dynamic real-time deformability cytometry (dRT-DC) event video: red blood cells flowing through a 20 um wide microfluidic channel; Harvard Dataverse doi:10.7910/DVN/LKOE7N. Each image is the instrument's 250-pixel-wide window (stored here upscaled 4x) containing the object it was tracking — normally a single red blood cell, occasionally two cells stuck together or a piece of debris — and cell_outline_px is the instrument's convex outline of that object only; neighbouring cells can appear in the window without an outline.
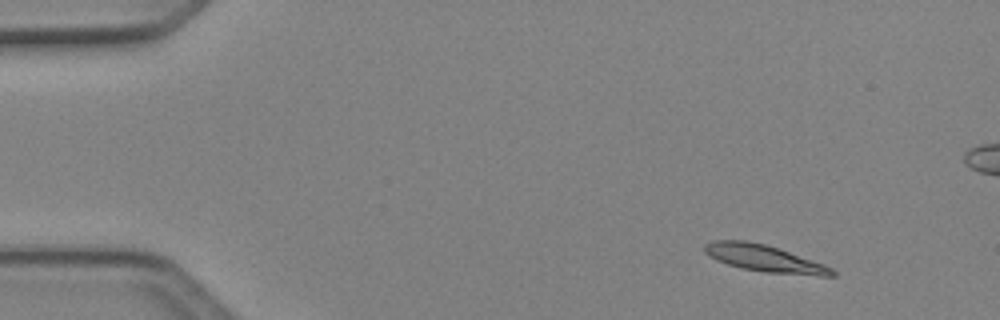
{"species": "Egyptian fruit bat (a non-hibernating species)", "species_latin": "Rousettus aegyptiacus", "temperature_condition": "cold", "stored_images_in_passage": 6, "camera_frame_rate_fps": 3000, "um_per_image_px": 0.085, "animal": {"sex": "female"}, "frame": {"image": 1, "passage_image": 2, "time_ms": 0.333, "image_size_px": [1000, 320], "cell_outline_px": [[836, 276], [820, 276], [764, 272], [740, 268], [716, 260], [708, 256], [704, 252], [704, 244], [712, 240], [744, 240], [764, 244], [824, 264], [832, 268], [836, 272]], "centroid_in_image_um": [64.94, 21.97], "position_along_channel_um": 20.1, "area_um2": 19.88}}
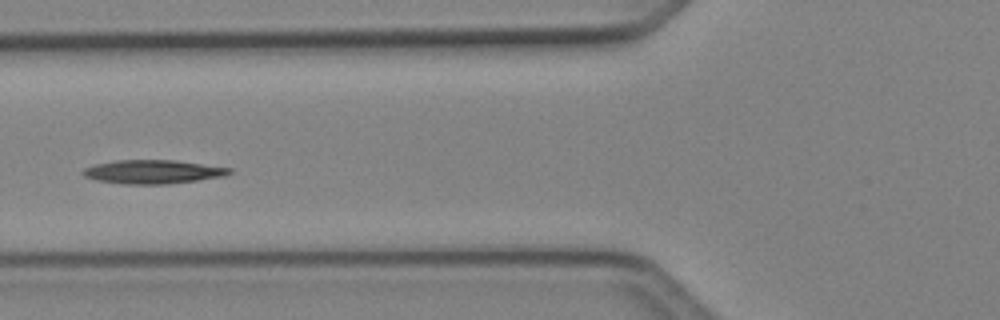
{"frame": {"image": 2, "passage_image": 6, "time_ms": 1.667, "image_size_px": [1000, 320], "cell_outline_px": [[232, 172], [224, 176], [168, 184], [124, 184], [96, 180], [84, 176], [80, 172], [84, 168], [96, 164], [116, 160], [176, 160], [232, 168]], "centroid_in_image_um": [12.98, 14.6], "position_along_channel_um": 112.8, "area_um2": 20.23}}